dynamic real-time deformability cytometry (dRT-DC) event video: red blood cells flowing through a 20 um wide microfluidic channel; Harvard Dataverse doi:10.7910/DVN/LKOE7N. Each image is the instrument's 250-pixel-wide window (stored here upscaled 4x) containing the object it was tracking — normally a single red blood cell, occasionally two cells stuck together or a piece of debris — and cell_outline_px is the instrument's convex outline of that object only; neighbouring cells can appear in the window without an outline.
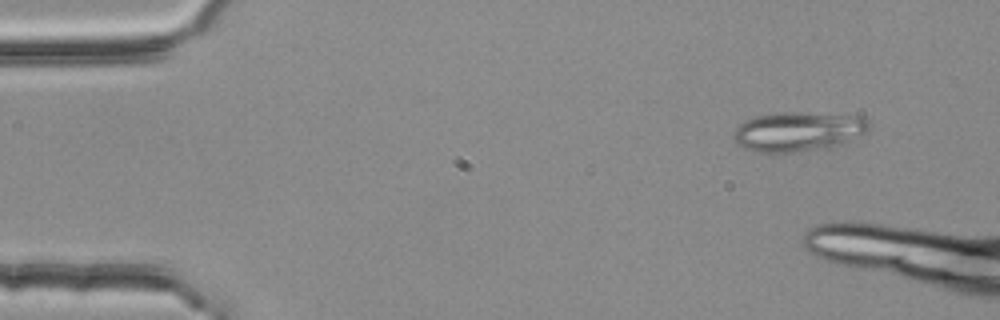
{"species": "common noctule bat (a hibernating species)", "species_latin": "Nyctalus noctula", "temperature_condition": "room temperature", "stored_images_in_passage": 14, "camera_frame_rate_fps": 3000, "um_per_image_px": 0.085, "animal": {"sex": "female", "body_mass_g": 25.1}, "frame": {"image": 1, "passage_image": 5, "time_ms": 1.333, "image_size_px": [1000, 320], "cell_outline_px": [[868, 128], [864, 132], [848, 144], [828, 148], [792, 152], [760, 152], [744, 148], [736, 144], [732, 140], [732, 132], [744, 120], [756, 116], [784, 112], [792, 112], [864, 116], [868, 120]], "centroid_in_image_um": [67.83, 11.19], "position_along_channel_um": 17.2, "area_um2": 31.44}}